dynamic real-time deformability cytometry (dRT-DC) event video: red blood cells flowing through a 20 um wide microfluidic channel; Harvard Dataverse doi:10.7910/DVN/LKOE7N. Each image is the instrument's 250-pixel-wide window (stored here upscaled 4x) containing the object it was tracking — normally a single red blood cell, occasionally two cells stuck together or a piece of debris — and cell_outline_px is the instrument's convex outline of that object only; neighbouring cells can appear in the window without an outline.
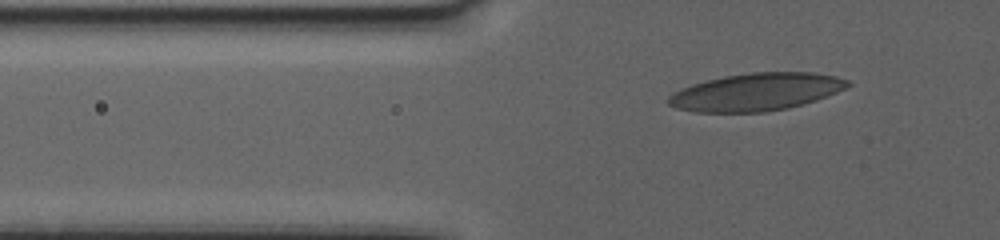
{"species": "human", "species_latin": "Homo sapiens", "temperature_condition": "warm", "stored_images_in_passage": 47, "camera_frame_rate_fps": 3000, "um_per_image_px": 0.085, "donor": {"sex": "female"}, "frame": {"image": 1, "passage_image": 3, "time_ms": 0.667, "image_size_px": [1000, 240], "cell_outline_px": [[852, 84], [836, 92], [816, 100], [788, 108], [764, 112], [696, 112], [676, 108], [668, 104], [668, 96], [692, 84], [724, 76], [752, 72], [812, 72], [836, 76], [848, 80]], "centroid_in_image_um": [64.29, 7.81], "position_along_channel_um": 61.5, "area_um2": 38.96}}
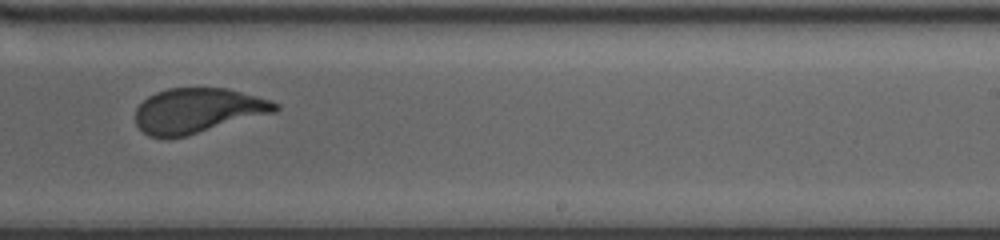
{"frame": {"image": 2, "passage_image": 25, "time_ms": 8.0, "image_size_px": [1000, 240], "cell_outline_px": [[280, 108], [276, 112], [184, 136], [148, 136], [136, 124], [136, 108], [148, 96], [156, 92], [168, 88], [228, 88], [272, 100], [280, 104]], "centroid_in_image_um": [16.85, 9.37], "position_along_channel_um": 272.2, "area_um2": 36.24}}
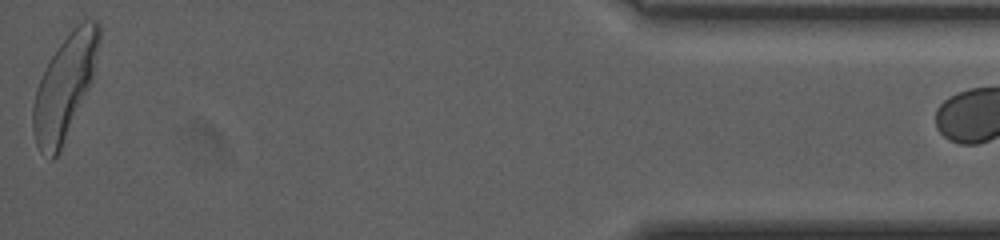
{"frame": {"image": 3, "passage_image": 46, "time_ms": 15.0, "image_size_px": [1000, 240], "cell_outline_px": [[100, 40], [92, 76], [60, 152], [52, 160], [48, 160], [40, 152], [36, 144], [32, 128], [32, 104], [36, 88], [52, 56], [60, 44], [84, 20], [96, 20], [100, 24]], "centroid_in_image_um": [5.45, 7.45], "position_along_channel_um": 429.7, "area_um2": 38.67}}